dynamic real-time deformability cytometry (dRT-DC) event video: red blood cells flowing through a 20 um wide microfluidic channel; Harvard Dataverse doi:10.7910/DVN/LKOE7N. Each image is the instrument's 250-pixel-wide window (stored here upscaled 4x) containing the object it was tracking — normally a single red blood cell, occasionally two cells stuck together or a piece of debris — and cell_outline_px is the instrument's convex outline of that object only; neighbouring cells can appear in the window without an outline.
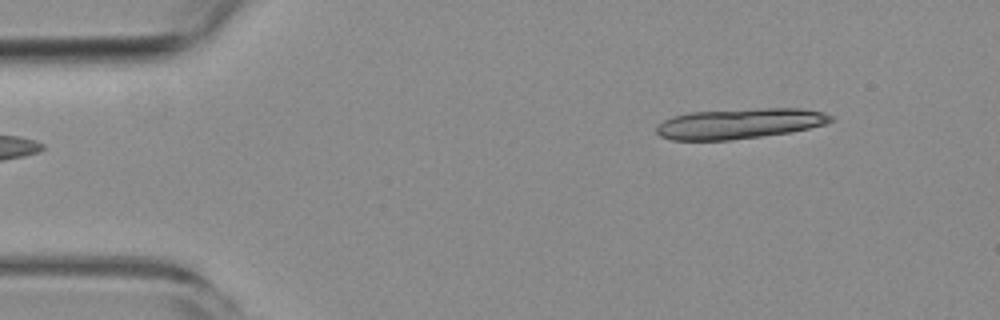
{"species": "common noctule bat (a hibernating species)", "species_latin": "Nyctalus noctula", "temperature_condition": "room temperature", "stored_images_in_passage": 6, "camera_frame_rate_fps": 3000, "um_per_image_px": 0.085, "animal": {"sex": "female", "body_mass_g": 19.3, "forearm_length_mm": 54.1}, "frame": {"image": 1, "passage_image": 6, "time_ms": 6.0, "image_size_px": [1000, 320], "cell_outline_px": [[832, 120], [824, 124], [792, 132], [732, 140], [672, 140], [660, 136], [656, 132], [656, 128], [664, 120], [672, 116], [688, 112], [764, 108], [800, 108], [824, 112], [832, 116]], "centroid_in_image_um": [62.84, 10.5], "position_along_channel_um": 22.2, "area_um2": 30.81}}